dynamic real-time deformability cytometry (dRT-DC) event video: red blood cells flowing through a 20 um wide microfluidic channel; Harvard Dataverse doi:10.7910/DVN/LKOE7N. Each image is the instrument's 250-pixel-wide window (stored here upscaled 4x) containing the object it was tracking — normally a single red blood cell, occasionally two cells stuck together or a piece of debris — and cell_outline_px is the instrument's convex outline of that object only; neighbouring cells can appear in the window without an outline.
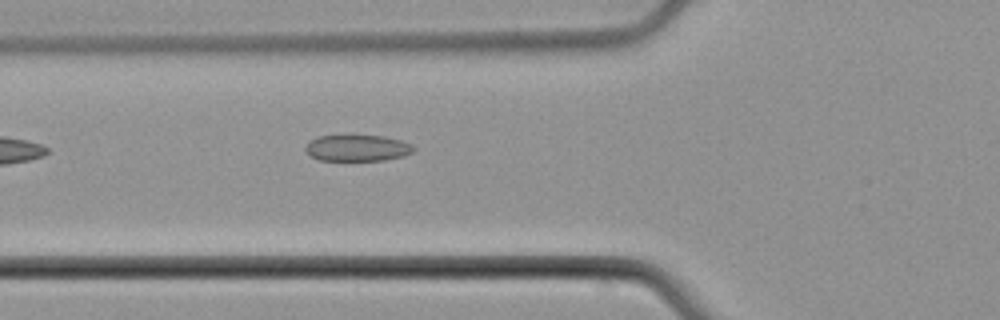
{"species": "common noctule bat (a hibernating species)", "species_latin": "Nyctalus noctula", "temperature_condition": "cold", "stored_images_in_passage": 4, "camera_frame_rate_fps": 3000, "um_per_image_px": 0.085, "animal": {"sex": "male", "body_mass_g": 21.5, "forearm_length_mm": 52.0}, "frame": {"image": 1, "passage_image": 4, "time_ms": 3.333, "image_size_px": [1000, 320], "cell_outline_px": [[416, 148], [412, 152], [404, 156], [384, 160], [320, 160], [312, 156], [304, 148], [308, 140], [316, 136], [384, 136], [400, 140], [412, 144]], "centroid_in_image_um": [30.38, 12.58], "position_along_channel_um": 95.4, "area_um2": 16.53}}